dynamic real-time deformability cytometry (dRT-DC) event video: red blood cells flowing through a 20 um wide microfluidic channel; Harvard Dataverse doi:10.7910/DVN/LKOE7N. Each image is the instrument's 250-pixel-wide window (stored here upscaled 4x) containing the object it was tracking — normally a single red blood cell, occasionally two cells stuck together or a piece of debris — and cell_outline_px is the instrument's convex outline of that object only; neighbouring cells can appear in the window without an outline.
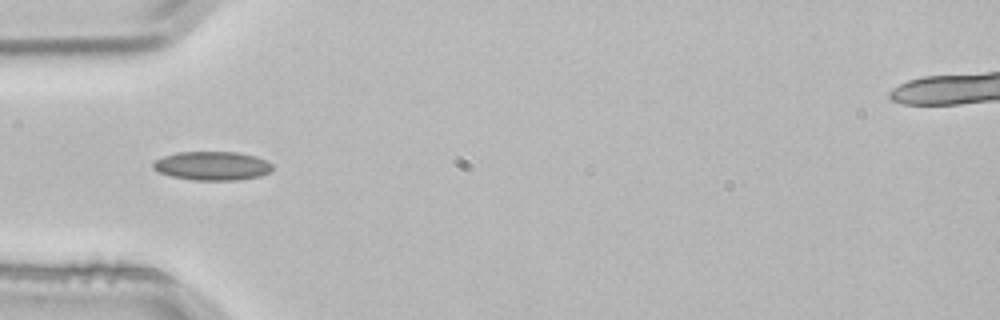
{"species": "common noctule bat (a hibernating species)", "species_latin": "Nyctalus noctula", "temperature_condition": "room temperature", "stored_images_in_passage": 4, "camera_frame_rate_fps": 3000, "um_per_image_px": 0.085, "animal": {"sex": "male", "body_mass_g": 21.5, "forearm_length_mm": 52.0}, "frame": {"image": 1, "passage_image": 4, "time_ms": 1.0, "image_size_px": [1000, 320], "cell_outline_px": [[272, 168], [268, 172], [260, 176], [236, 180], [192, 180], [172, 176], [160, 172], [152, 168], [152, 160], [176, 152], [240, 152], [256, 156], [268, 160], [272, 164]], "centroid_in_image_um": [18.03, 14.08], "position_along_channel_um": 67.0, "area_um2": 20.17}}